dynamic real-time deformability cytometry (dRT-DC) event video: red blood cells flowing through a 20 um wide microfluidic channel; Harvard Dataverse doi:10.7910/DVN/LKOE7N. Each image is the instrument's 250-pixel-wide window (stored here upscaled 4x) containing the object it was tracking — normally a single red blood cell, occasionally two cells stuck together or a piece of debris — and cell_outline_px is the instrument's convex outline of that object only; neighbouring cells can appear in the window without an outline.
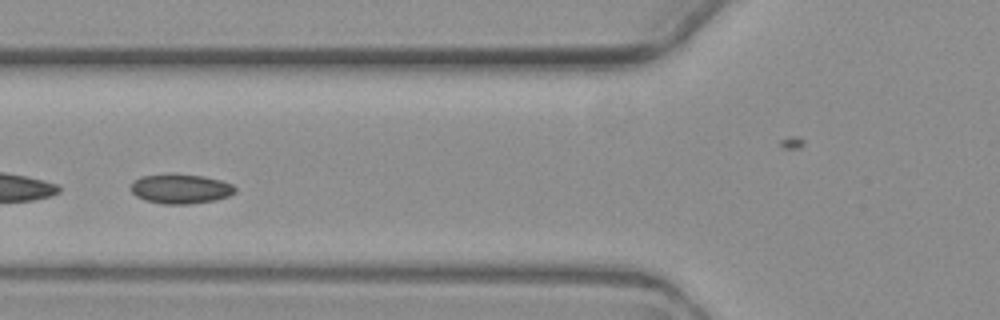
{"species": "common noctule bat (a hibernating species)", "species_latin": "Nyctalus noctula", "temperature_condition": "warm", "stored_images_in_passage": 4, "camera_frame_rate_fps": 3000, "um_per_image_px": 0.085, "animal": {"sex": "female", "body_mass_g": 19.3, "forearm_length_mm": 54.1}, "frame": {"image": 1, "passage_image": 4, "time_ms": 3.667, "image_size_px": [1000, 320], "cell_outline_px": [[236, 192], [228, 196], [216, 200], [188, 204], [164, 204], [144, 200], [136, 196], [128, 188], [132, 180], [140, 176], [172, 172], [176, 172], [204, 176], [220, 180], [232, 184], [236, 188]], "centroid_in_image_um": [15.29, 16.02], "position_along_channel_um": 110.5, "area_um2": 18.61}}